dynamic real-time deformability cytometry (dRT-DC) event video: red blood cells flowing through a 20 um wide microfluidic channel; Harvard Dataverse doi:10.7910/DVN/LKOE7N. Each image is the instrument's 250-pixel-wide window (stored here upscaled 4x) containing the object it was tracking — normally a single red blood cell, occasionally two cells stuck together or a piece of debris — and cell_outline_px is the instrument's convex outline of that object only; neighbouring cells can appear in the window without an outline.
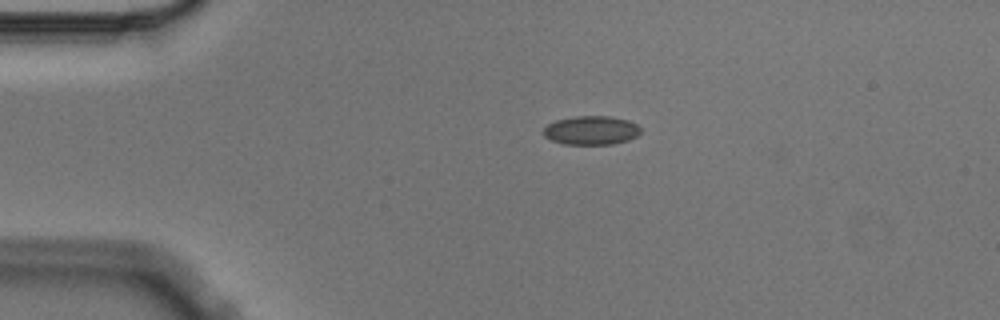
{"species": "Egyptian fruit bat (a non-hibernating species)", "species_latin": "Rousettus aegyptiacus", "temperature_condition": "cold", "stored_images_in_passage": 4, "camera_frame_rate_fps": 3000, "um_per_image_px": 0.085, "animal": {"sex": "male"}, "frame": {"image": 1, "passage_image": 2, "time_ms": 0.333, "image_size_px": [1000, 320], "cell_outline_px": [[640, 132], [636, 136], [628, 140], [612, 144], [564, 144], [552, 140], [544, 136], [544, 128], [548, 124], [556, 120], [576, 116], [608, 116], [628, 120], [636, 124], [640, 128]], "centroid_in_image_um": [50.25, 11.08], "position_along_channel_um": 34.7, "area_um2": 16.18}}
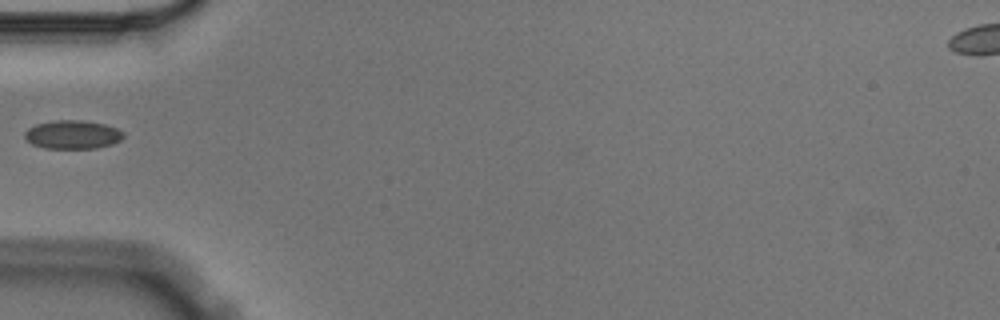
{"frame": {"image": 2, "passage_image": 4, "time_ms": 1.0, "image_size_px": [1000, 320], "cell_outline_px": [[124, 136], [120, 140], [112, 144], [96, 148], [44, 148], [32, 144], [24, 136], [24, 132], [28, 128], [36, 124], [56, 120], [80, 120], [104, 124], [116, 128], [124, 132]], "centroid_in_image_um": [6.17, 11.44], "position_along_channel_um": 78.8, "area_um2": 16.36}}